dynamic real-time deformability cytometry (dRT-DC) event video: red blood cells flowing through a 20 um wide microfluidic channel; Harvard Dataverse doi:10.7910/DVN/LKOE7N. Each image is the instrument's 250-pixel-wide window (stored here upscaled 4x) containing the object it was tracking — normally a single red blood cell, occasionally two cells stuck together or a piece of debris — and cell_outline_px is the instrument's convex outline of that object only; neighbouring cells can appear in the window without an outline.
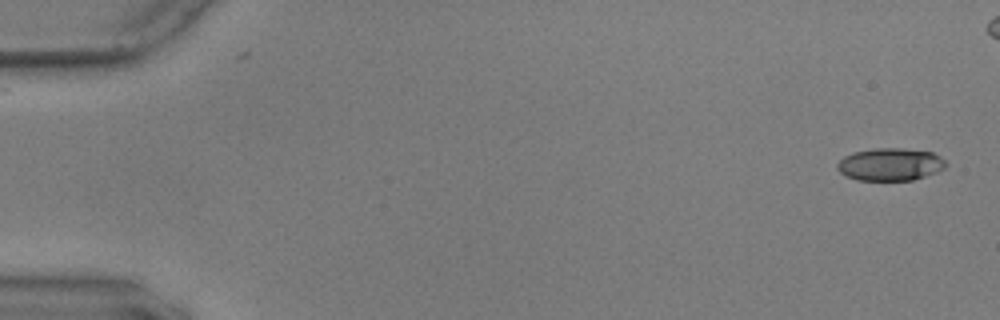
{"species": "common noctule bat (a hibernating species)", "species_latin": "Nyctalus noctula", "temperature_condition": "warm", "stored_images_in_passage": 51, "camera_frame_rate_fps": 3000, "um_per_image_px": 0.085, "animal": {"sex": "male", "body_mass_g": 17.9, "forearm_length_mm": 54.2}, "frame": {"image": 1, "passage_image": 1, "time_ms": 0.0, "image_size_px": [1000, 320], "cell_outline_px": [[948, 164], [944, 168], [936, 172], [912, 180], [856, 180], [840, 172], [836, 168], [836, 164], [844, 156], [852, 152], [876, 148], [904, 148], [932, 152], [940, 156]], "centroid_in_image_um": [75.66, 13.96], "position_along_channel_um": 9.3, "area_um2": 20.63}}
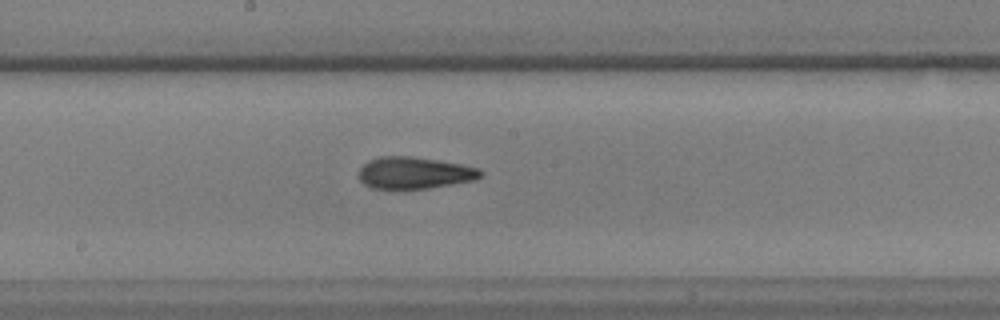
{"frame": {"image": 2, "passage_image": 30, "time_ms": 9.667, "image_size_px": [1000, 320], "cell_outline_px": [[484, 172], [476, 180], [428, 188], [372, 188], [364, 184], [360, 180], [360, 168], [368, 160], [380, 156], [408, 156], [436, 160], [460, 164], [480, 168]], "centroid_in_image_um": [35.24, 14.69], "position_along_channel_um": 213.0, "area_um2": 22.37}}
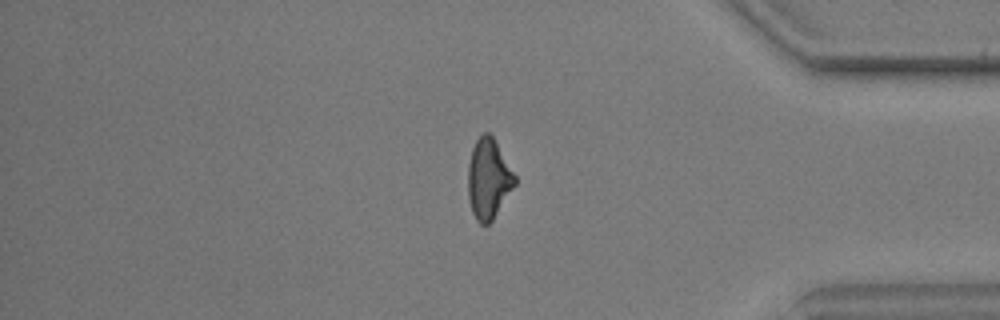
{"frame": {"image": 3, "passage_image": 47, "time_ms": 15.333, "image_size_px": [1000, 320], "cell_outline_px": [[516, 184], [492, 220], [488, 224], [480, 224], [476, 220], [472, 212], [468, 200], [468, 164], [472, 148], [476, 140], [484, 132], [488, 132], [492, 136], [516, 176]], "centroid_in_image_um": [41.51, 15.21], "position_along_channel_um": 393.7, "area_um2": 21.73}, "authors_computed_cell_mechanics": {"area_um2": 22.1374, "velocity_mm_per_s": 3.5867, "shape_relaxation_time_tau1_ms": 4.963, "shape_relaxation_time_tau2_ms": 2.5229, "deformation_change_tau1": 0.1618, "deformation_change_tau2": 0.114}}